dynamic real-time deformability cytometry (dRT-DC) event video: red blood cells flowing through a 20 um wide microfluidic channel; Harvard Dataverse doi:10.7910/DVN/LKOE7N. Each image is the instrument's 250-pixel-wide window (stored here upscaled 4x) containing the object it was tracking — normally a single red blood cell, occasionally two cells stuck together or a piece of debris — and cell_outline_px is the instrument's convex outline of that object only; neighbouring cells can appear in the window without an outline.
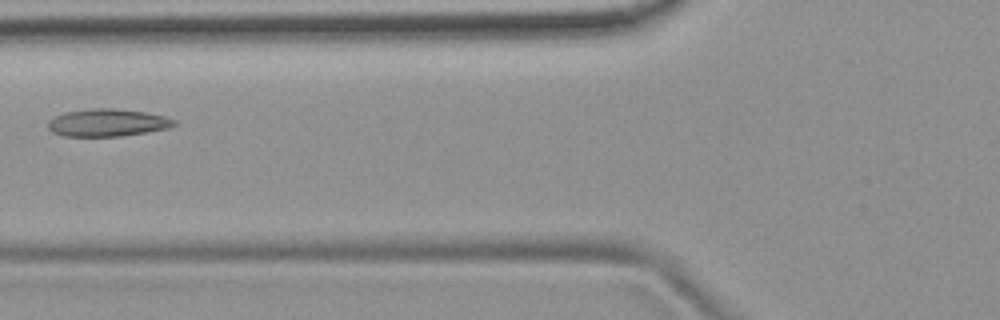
{"species": "common noctule bat (a hibernating species)", "species_latin": "Nyctalus noctula", "temperature_condition": "room temperature", "stored_images_in_passage": 8, "camera_frame_rate_fps": 3000, "um_per_image_px": 0.085, "animal": {"sex": "female", "body_mass_g": 19.9}, "frame": {"image": 1, "passage_image": 4, "time_ms": 1.0, "image_size_px": [1000, 320], "cell_outline_px": [[180, 124], [168, 128], [120, 136], [64, 136], [52, 132], [48, 128], [48, 120], [52, 116], [64, 112], [92, 108], [116, 108], [144, 112], [164, 116], [176, 120]], "centroid_in_image_um": [9.11, 10.42], "position_along_channel_um": 116.7, "area_um2": 20.35}}
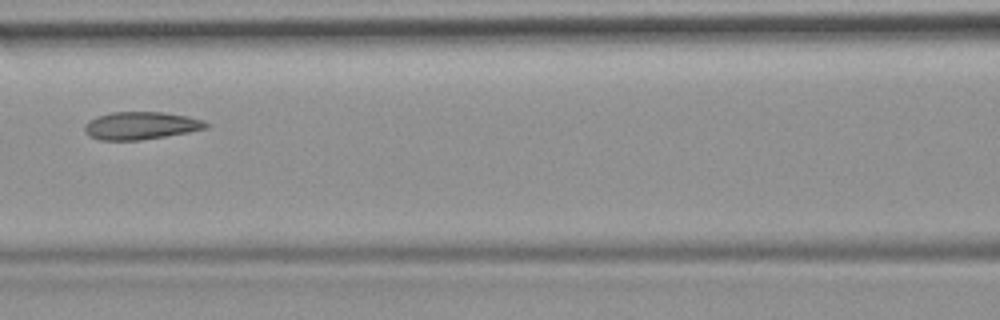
{"frame": {"image": 2, "passage_image": 5, "time_ms": 1.333, "image_size_px": [1000, 320], "cell_outline_px": [[208, 128], [188, 132], [140, 140], [100, 140], [84, 132], [84, 124], [88, 120], [96, 116], [112, 112], [164, 112], [188, 116], [204, 120], [208, 124]], "centroid_in_image_um": [11.96, 10.67], "position_along_channel_um": 154.6, "area_um2": 19.59}}
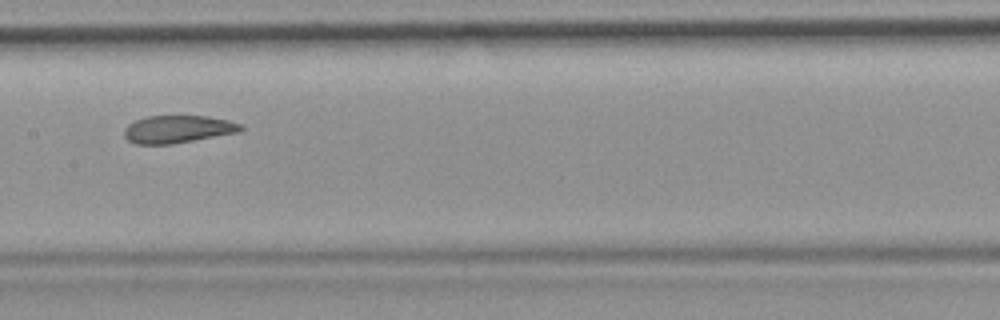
{"frame": {"image": 3, "passage_image": 6, "time_ms": 1.667, "image_size_px": [1000, 320], "cell_outline_px": [[244, 128], [240, 132], [172, 144], [136, 144], [128, 140], [124, 136], [124, 128], [128, 124], [144, 116], [208, 116], [228, 120], [244, 124]], "centroid_in_image_um": [15.13, 10.98], "position_along_channel_um": 192.3, "area_um2": 18.9}}